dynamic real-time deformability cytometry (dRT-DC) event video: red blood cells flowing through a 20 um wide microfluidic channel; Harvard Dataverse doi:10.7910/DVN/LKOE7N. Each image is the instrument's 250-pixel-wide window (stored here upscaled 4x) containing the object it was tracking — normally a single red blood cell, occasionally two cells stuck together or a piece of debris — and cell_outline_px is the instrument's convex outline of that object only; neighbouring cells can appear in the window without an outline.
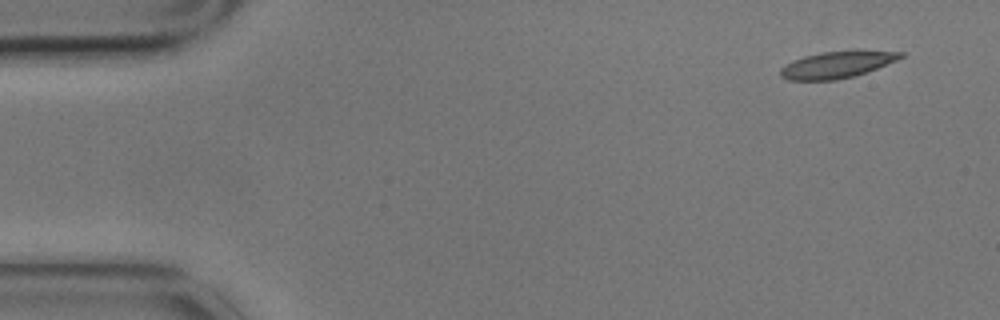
{"species": "common noctule bat (a hibernating species)", "species_latin": "Nyctalus noctula", "temperature_condition": "cold", "stored_images_in_passage": 4, "camera_frame_rate_fps": 3000, "um_per_image_px": 0.085, "animal": {"sex": "male", "body_mass_g": 17.9}, "frame": {"image": 1, "passage_image": 1, "time_ms": 0.0, "image_size_px": [1000, 320], "cell_outline_px": [[904, 56], [896, 60], [856, 76], [836, 80], [788, 80], [780, 76], [780, 68], [804, 56], [824, 52], [904, 52]], "centroid_in_image_um": [71.08, 5.54], "position_along_channel_um": 13.9, "area_um2": 17.92}}
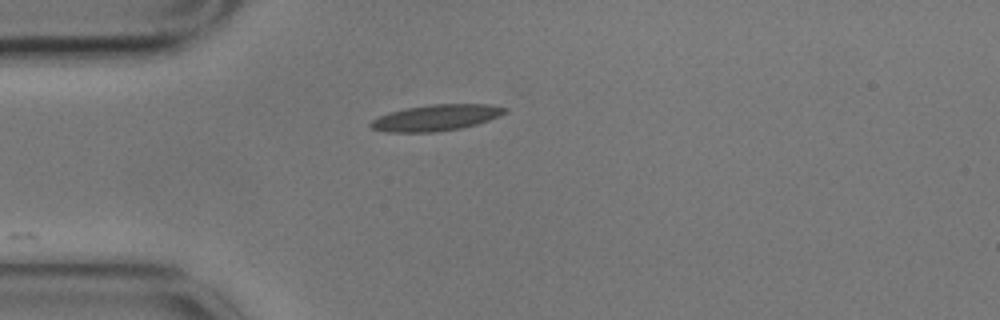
{"frame": {"image": 2, "passage_image": 4, "time_ms": 1.0, "image_size_px": [1000, 320], "cell_outline_px": [[508, 112], [500, 116], [476, 124], [460, 128], [436, 132], [388, 132], [372, 128], [368, 124], [372, 120], [388, 112], [404, 108], [432, 104], [492, 104], [508, 108]], "centroid_in_image_um": [37.09, 9.99], "position_along_channel_um": 47.9, "area_um2": 20.52}}